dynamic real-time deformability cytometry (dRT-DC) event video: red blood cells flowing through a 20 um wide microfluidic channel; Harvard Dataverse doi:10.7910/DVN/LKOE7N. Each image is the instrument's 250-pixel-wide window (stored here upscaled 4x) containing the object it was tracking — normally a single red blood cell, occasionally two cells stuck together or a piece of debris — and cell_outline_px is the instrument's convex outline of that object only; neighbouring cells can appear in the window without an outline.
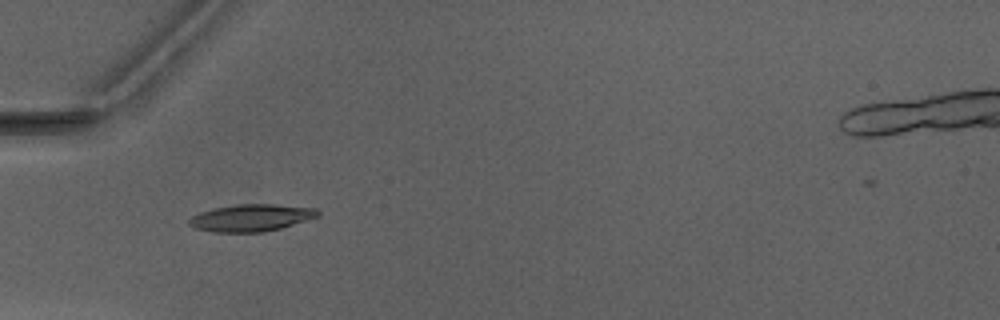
{"species": "Egyptian fruit bat (a non-hibernating species)", "species_latin": "Rousettus aegyptiacus", "temperature_condition": "warm", "stored_images_in_passage": 6, "camera_frame_rate_fps": 3000, "um_per_image_px": 0.085, "animal": {"sex": "male"}, "frame": {"image": 1, "passage_image": 1, "time_ms": 0.0, "image_size_px": [1000, 320], "cell_outline_px": [[320, 216], [308, 220], [280, 228], [264, 232], [212, 232], [196, 228], [188, 224], [188, 220], [192, 216], [200, 212], [216, 208], [236, 204], [272, 204], [316, 208], [320, 212]], "centroid_in_image_um": [21.37, 18.51], "position_along_channel_um": 63.6, "area_um2": 20.29}}
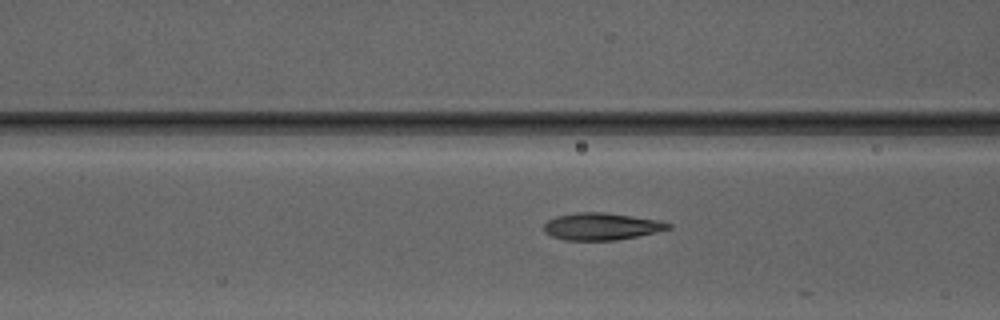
{"frame": {"image": 2, "passage_image": 5, "time_ms": 1.333, "image_size_px": [1000, 320], "cell_outline_px": [[672, 228], [640, 236], [616, 240], [564, 240], [552, 236], [544, 232], [544, 224], [548, 220], [556, 216], [576, 212], [604, 212], [660, 220], [672, 224]], "centroid_in_image_um": [51.14, 19.24], "position_along_channel_um": 115.5, "area_um2": 19.77}}